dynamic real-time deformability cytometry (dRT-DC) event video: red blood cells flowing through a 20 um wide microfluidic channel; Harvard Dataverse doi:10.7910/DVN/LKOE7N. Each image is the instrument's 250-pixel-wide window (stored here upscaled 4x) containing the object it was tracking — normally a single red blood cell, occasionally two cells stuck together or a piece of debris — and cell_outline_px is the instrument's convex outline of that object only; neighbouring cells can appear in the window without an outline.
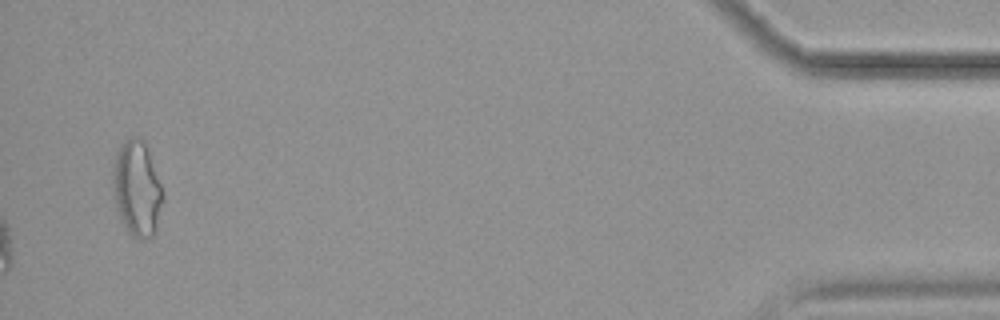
{"species": "common noctule bat (a hibernating species)", "species_latin": "Nyctalus noctula", "temperature_condition": "cold", "stored_images_in_passage": 15, "camera_frame_rate_fps": 3000, "um_per_image_px": 0.085, "animal": {"sex": "female", "body_mass_g": 19.9}, "frame": {"image": 1, "passage_image": 15, "time_ms": 17.667, "image_size_px": [1000, 320], "cell_outline_px": [[164, 200], [152, 236], [132, 236], [128, 232], [116, 208], [112, 188], [112, 164], [120, 144], [128, 136], [140, 136], [144, 140], [160, 184], [164, 196]], "centroid_in_image_um": [11.6, 15.94], "position_along_channel_um": 423.6, "area_um2": 27.57}}